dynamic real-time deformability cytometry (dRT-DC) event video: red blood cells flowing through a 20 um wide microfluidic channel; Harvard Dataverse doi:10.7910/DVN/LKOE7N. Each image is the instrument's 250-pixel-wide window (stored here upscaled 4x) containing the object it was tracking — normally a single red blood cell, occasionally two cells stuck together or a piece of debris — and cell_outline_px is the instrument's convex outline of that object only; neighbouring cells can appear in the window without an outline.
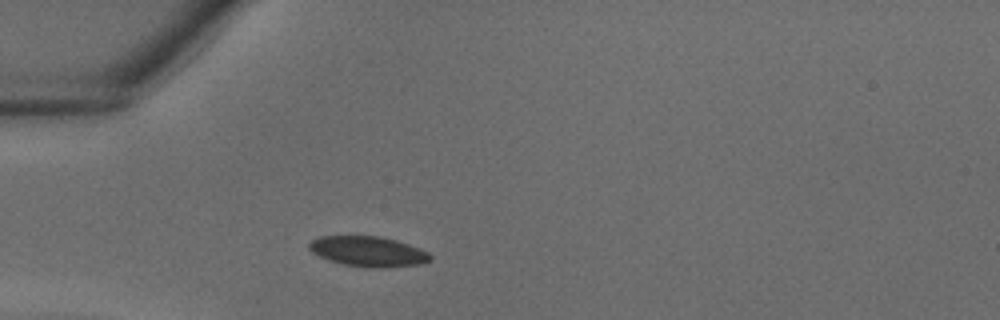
{"species": "common noctule bat (a hibernating species)", "species_latin": "Nyctalus noctula", "temperature_condition": "warm", "stored_images_in_passage": 28, "camera_frame_rate_fps": 3000, "um_per_image_px": 0.085, "animal": {"sex": "male", "body_mass_g": 18.8}, "frame": {"image": 1, "passage_image": 1, "time_ms": 0.0, "image_size_px": [1000, 320], "cell_outline_px": [[432, 260], [420, 264], [384, 268], [376, 268], [344, 264], [328, 260], [312, 252], [308, 248], [308, 244], [312, 240], [320, 236], [380, 236], [396, 240], [408, 244], [428, 252], [432, 256]], "centroid_in_image_um": [31.3, 21.37], "position_along_channel_um": 53.7, "area_um2": 21.27}}
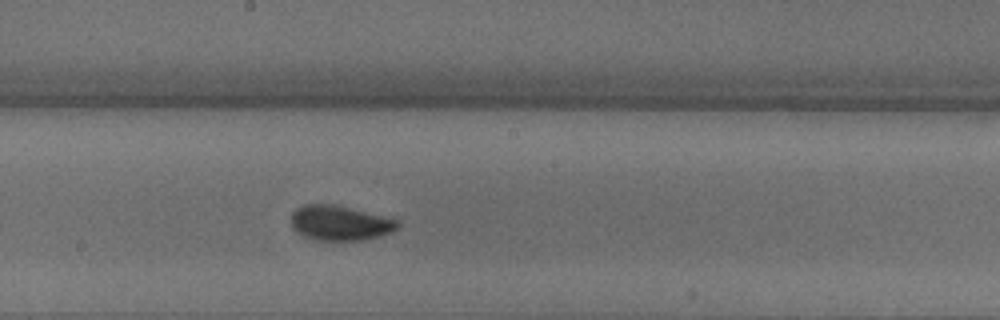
{"frame": {"image": 2, "passage_image": 11, "time_ms": 3.333, "image_size_px": [1000, 320], "cell_outline_px": [[400, 224], [396, 228], [380, 236], [364, 240], [316, 240], [304, 236], [296, 232], [292, 228], [292, 212], [296, 208], [304, 204], [328, 204], [348, 208], [400, 220]], "centroid_in_image_um": [28.86, 18.96], "position_along_channel_um": 219.3, "area_um2": 21.39}}
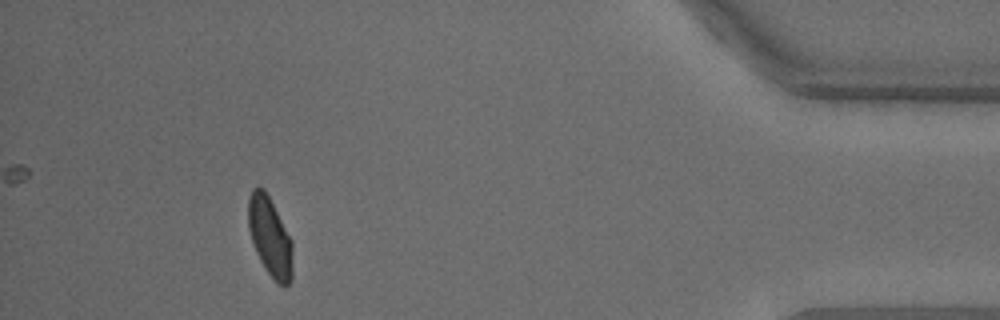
{"frame": {"image": 3, "passage_image": 25, "time_ms": 8.0, "image_size_px": [1000, 320], "cell_outline_px": [[292, 280], [284, 288], [264, 268], [256, 252], [248, 228], [248, 196], [252, 188], [264, 188], [292, 240]], "centroid_in_image_um": [22.94, 20.13], "position_along_channel_um": 412.3, "area_um2": 20.35}}